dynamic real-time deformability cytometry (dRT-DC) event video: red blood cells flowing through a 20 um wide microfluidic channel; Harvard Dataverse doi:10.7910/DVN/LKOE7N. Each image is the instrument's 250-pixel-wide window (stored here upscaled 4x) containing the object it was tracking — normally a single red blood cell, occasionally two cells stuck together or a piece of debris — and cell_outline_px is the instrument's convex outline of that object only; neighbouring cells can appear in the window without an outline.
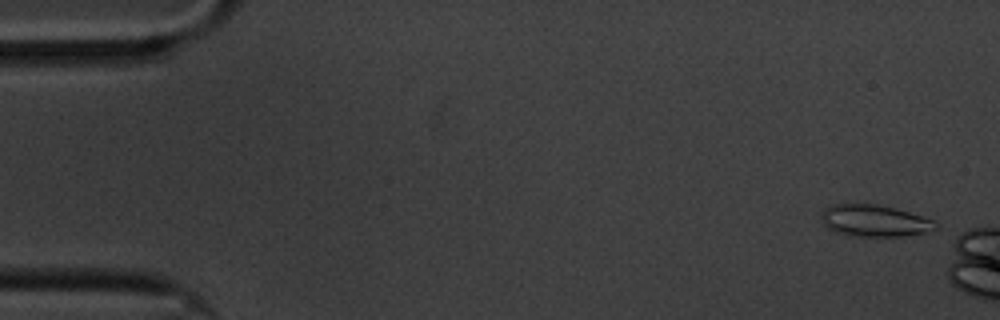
{"species": "common noctule bat (a hibernating species)", "species_latin": "Nyctalus noctula", "temperature_condition": "cold", "stored_images_in_passage": 15, "camera_frame_rate_fps": 3000, "um_per_image_px": 0.085, "animal": {"sex": "male", "body_mass_g": 20.1, "forearm_length_mm": 53.5}, "frame": {"image": 1, "passage_image": 3, "time_ms": 0.667, "image_size_px": [1000, 320], "cell_outline_px": [[940, 228], [924, 232], [900, 236], [848, 236], [836, 232], [828, 228], [824, 224], [820, 216], [824, 208], [832, 204], [876, 204], [896, 208], [932, 220], [940, 224]], "centroid_in_image_um": [74.31, 18.76], "position_along_channel_um": 10.7, "area_um2": 21.15}}